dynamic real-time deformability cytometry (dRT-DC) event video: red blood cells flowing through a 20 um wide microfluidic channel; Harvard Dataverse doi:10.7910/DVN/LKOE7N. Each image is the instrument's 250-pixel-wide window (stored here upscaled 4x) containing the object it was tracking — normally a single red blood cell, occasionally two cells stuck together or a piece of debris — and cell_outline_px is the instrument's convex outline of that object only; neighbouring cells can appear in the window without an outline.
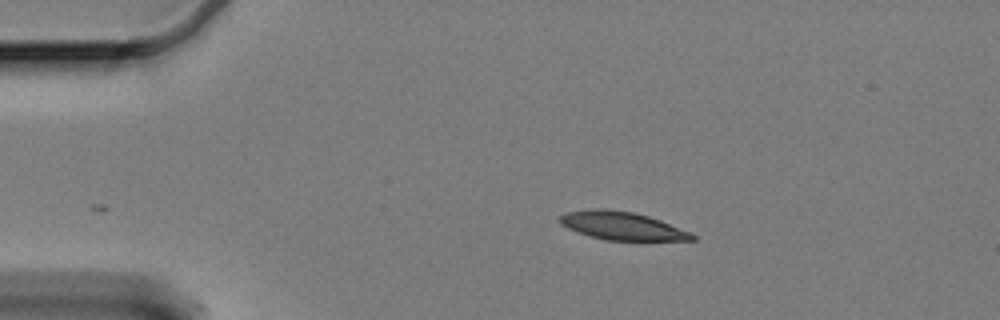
{"species": "Egyptian fruit bat (a non-hibernating species)", "species_latin": "Rousettus aegyptiacus", "temperature_condition": "cold", "stored_images_in_passage": 41, "camera_frame_rate_fps": 3000, "um_per_image_px": 0.085, "animal": {"sex": "female"}, "frame": {"image": 1, "passage_image": 1, "time_ms": 0.0, "image_size_px": [1000, 320], "cell_outline_px": [[696, 240], [604, 240], [588, 236], [576, 232], [560, 224], [560, 216], [564, 212], [592, 208], [608, 208], [632, 212], [648, 216], [660, 220], [688, 232], [696, 236]], "centroid_in_image_um": [52.79, 19.18], "position_along_channel_um": 32.2, "area_um2": 21.68}}
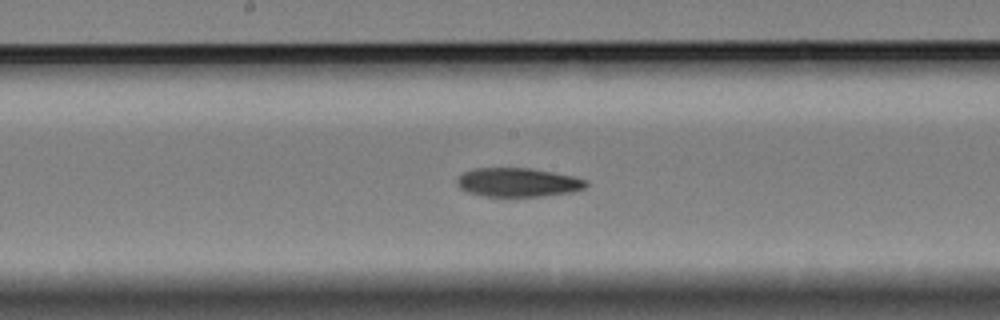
{"frame": {"image": 2, "passage_image": 21, "time_ms": 6.667, "image_size_px": [1000, 320], "cell_outline_px": [[588, 184], [584, 188], [572, 192], [544, 196], [484, 196], [468, 192], [460, 188], [456, 184], [456, 180], [464, 172], [472, 168], [532, 168], [572, 176], [588, 180]], "centroid_in_image_um": [44.02, 15.5], "position_along_channel_um": 204.2, "area_um2": 21.73}}
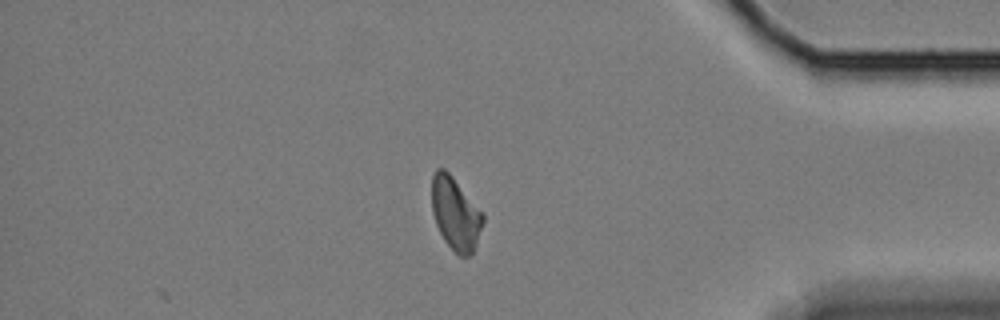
{"frame": {"image": 3, "passage_image": 41, "time_ms": 13.333, "image_size_px": [1000, 320], "cell_outline_px": [[484, 220], [476, 244], [472, 252], [468, 256], [460, 256], [444, 240], [436, 224], [432, 212], [432, 176], [436, 168], [444, 168], [452, 176], [484, 212]], "centroid_in_image_um": [38.72, 18.13], "position_along_channel_um": 396.5, "area_um2": 21.62}, "authors_computed_cell_mechanics": {"area_um2": 22.1952, "velocity_mm_per_s": 3.3025, "shape_relaxation_time_tau1_ms": null, "shape_relaxation_time_tau2_ms": 10.4017, "deformation_change_tau1": null, "deformation_change_tau2": 0.1625}}